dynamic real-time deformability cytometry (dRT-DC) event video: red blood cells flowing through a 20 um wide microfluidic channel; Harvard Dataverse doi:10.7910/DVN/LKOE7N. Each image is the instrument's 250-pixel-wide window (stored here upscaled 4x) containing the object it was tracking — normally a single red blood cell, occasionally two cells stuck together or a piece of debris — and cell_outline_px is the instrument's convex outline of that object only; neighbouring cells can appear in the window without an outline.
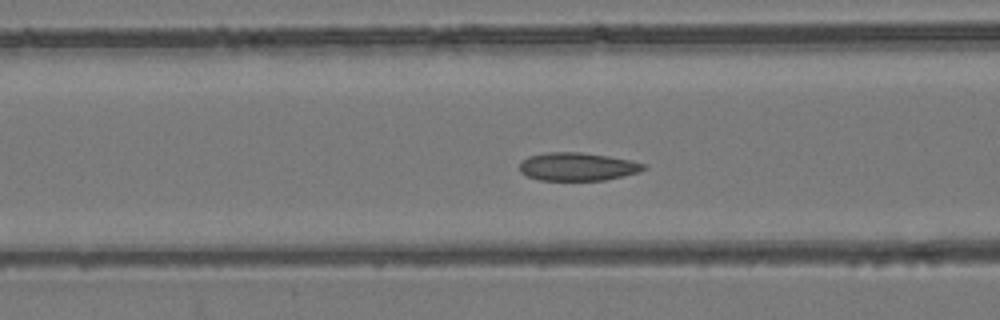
{"species": "common noctule bat (a hibernating species)", "species_latin": "Nyctalus noctula", "temperature_condition": "room temperature", "stored_images_in_passage": 36, "camera_frame_rate_fps": 3000, "um_per_image_px": 0.085, "animal": {"sex": "female", "body_mass_g": 24.6, "forearm_length_mm": 56.2}, "frame": {"image": 1, "passage_image": 4, "time_ms": 1.0, "image_size_px": [1000, 320], "cell_outline_px": [[648, 168], [640, 172], [604, 180], [540, 180], [528, 176], [520, 172], [520, 164], [528, 156], [548, 152], [580, 152], [608, 156], [648, 164]], "centroid_in_image_um": [49.12, 14.16], "position_along_channel_um": 117.5, "area_um2": 20.29}}
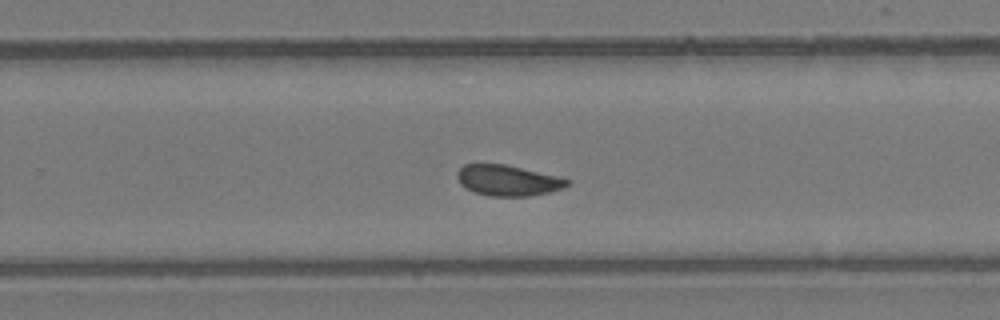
{"frame": {"image": 2, "passage_image": 17, "time_ms": 5.333, "image_size_px": [1000, 320], "cell_outline_px": [[572, 180], [564, 188], [548, 192], [528, 196], [488, 196], [476, 192], [460, 184], [456, 176], [456, 172], [464, 164], [504, 164], [560, 176]], "centroid_in_image_um": [43.19, 15.33], "position_along_channel_um": 286.6, "area_um2": 19.71}}
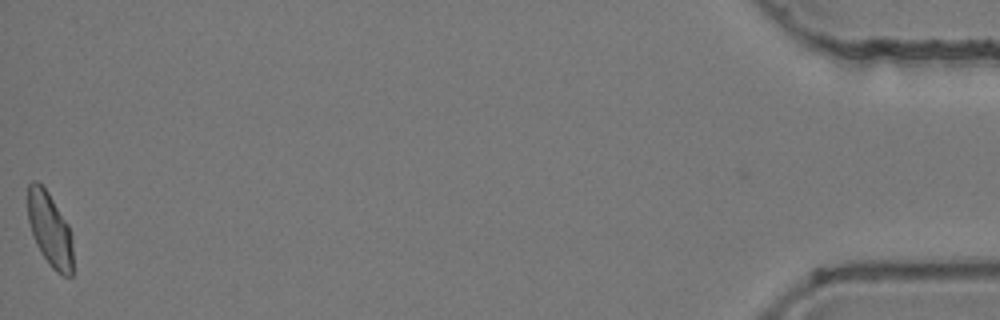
{"frame": {"image": 3, "passage_image": 36, "time_ms": 11.667, "image_size_px": [1000, 320], "cell_outline_px": [[72, 276], [64, 276], [56, 272], [52, 268], [40, 252], [36, 244], [28, 220], [28, 184], [32, 180], [36, 180], [48, 192], [68, 224], [72, 236]], "centroid_in_image_um": [4.24, 19.51], "position_along_channel_um": 431.0, "area_um2": 19.42}}